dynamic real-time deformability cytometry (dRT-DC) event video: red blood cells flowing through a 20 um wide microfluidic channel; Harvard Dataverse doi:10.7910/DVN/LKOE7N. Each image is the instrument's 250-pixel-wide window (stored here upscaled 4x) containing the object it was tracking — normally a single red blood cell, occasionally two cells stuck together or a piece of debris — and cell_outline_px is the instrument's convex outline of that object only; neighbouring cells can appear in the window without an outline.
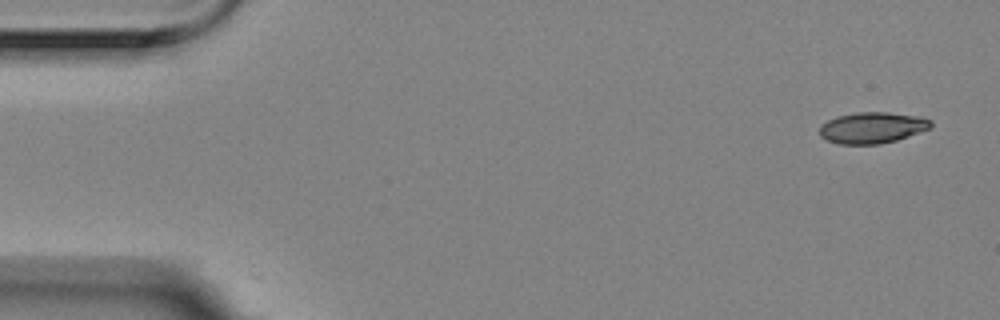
{"species": "Egyptian fruit bat (a non-hibernating species)", "species_latin": "Rousettus aegyptiacus", "temperature_condition": "room temperature", "stored_images_in_passage": 4, "camera_frame_rate_fps": 3000, "um_per_image_px": 0.085, "animal": {"sex": "female"}, "frame": {"image": 1, "passage_image": 1, "time_ms": 0.0, "image_size_px": [1000, 320], "cell_outline_px": [[932, 128], [896, 140], [880, 144], [840, 144], [828, 140], [820, 136], [820, 124], [836, 116], [856, 112], [888, 112], [920, 116], [932, 120]], "centroid_in_image_um": [74.16, 10.84], "position_along_channel_um": 10.8, "area_um2": 20.35}}